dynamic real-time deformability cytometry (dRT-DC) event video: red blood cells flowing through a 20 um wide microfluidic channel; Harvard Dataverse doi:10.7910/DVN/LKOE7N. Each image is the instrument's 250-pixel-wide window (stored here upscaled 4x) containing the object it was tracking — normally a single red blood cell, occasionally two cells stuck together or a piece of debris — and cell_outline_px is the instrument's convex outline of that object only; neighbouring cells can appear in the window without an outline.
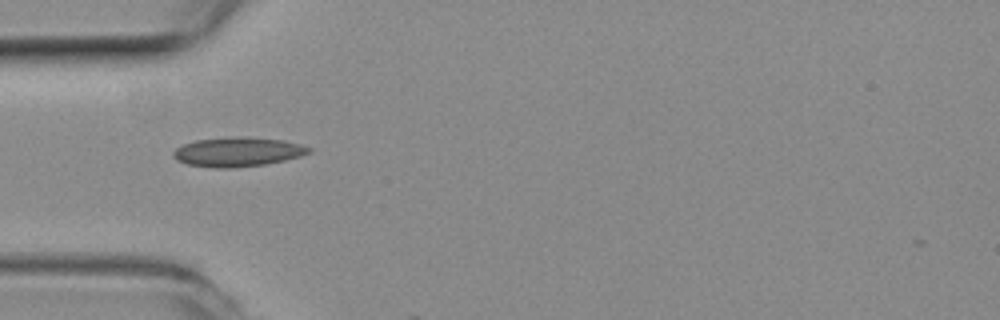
{"species": "common noctule bat (a hibernating species)", "species_latin": "Nyctalus noctula", "temperature_condition": "room temperature", "stored_images_in_passage": 2, "camera_frame_rate_fps": 3000, "um_per_image_px": 0.085, "animal": {"sex": "female", "body_mass_g": 19.3, "forearm_length_mm": 54.1}, "frame": {"image": 1, "passage_image": 1, "time_ms": 0.0, "image_size_px": [1000, 320], "cell_outline_px": [[312, 152], [300, 156], [284, 160], [264, 164], [228, 168], [216, 168], [188, 164], [176, 160], [172, 156], [172, 152], [176, 148], [184, 144], [196, 140], [228, 136], [236, 136], [284, 140], [300, 144], [312, 148]], "centroid_in_image_um": [20.19, 12.9], "position_along_channel_um": 64.8, "area_um2": 23.18}}